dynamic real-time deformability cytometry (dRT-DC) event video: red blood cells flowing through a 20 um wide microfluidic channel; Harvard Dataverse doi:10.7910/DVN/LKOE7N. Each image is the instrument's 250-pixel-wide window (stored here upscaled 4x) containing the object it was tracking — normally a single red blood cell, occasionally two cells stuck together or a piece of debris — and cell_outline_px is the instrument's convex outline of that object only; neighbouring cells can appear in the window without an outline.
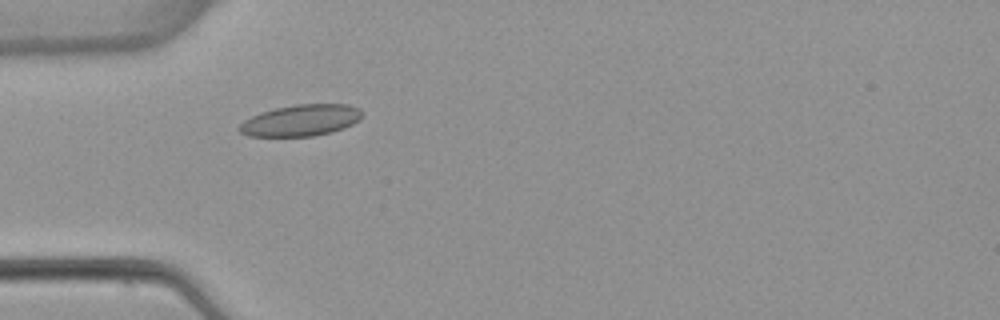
{"species": "common noctule bat (a hibernating species)", "species_latin": "Nyctalus noctula", "temperature_condition": "warm", "stored_images_in_passage": 1, "camera_frame_rate_fps": 3000, "um_per_image_px": 0.085, "animal": {"sex": "female", "body_mass_g": 22.7, "forearm_length_mm": 54.2}, "frame": {"image": 1, "passage_image": 1, "time_ms": 0.0, "image_size_px": [1000, 320], "cell_outline_px": [[364, 112], [360, 120], [344, 128], [332, 132], [312, 136], [248, 136], [240, 132], [236, 128], [244, 120], [260, 112], [276, 108], [296, 104], [348, 104], [360, 108]], "centroid_in_image_um": [25.6, 10.22], "position_along_channel_um": 59.4, "area_um2": 22.66}}